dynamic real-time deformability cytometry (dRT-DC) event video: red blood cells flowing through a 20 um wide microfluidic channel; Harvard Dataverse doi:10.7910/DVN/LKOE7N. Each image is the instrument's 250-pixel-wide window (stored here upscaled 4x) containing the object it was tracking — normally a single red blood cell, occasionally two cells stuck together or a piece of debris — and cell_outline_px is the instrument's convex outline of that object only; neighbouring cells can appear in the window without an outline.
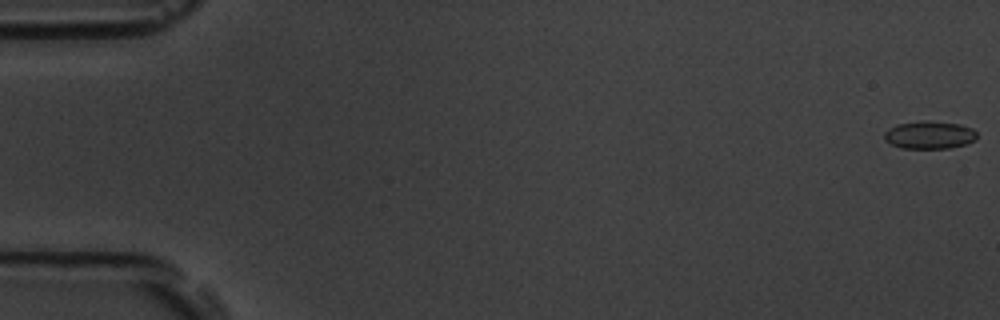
{"species": "common noctule bat (a hibernating species)", "species_latin": "Nyctalus noctula", "temperature_condition": "room temperature", "stored_images_in_passage": 14, "camera_frame_rate_fps": 3000, "um_per_image_px": 0.085, "animal": {"sex": "male", "body_mass_g": 19.5, "forearm_length_mm": 54.6}, "frame": {"image": 1, "passage_image": 1, "time_ms": 0.0, "image_size_px": [1000, 320], "cell_outline_px": [[976, 140], [968, 144], [948, 148], [900, 148], [884, 140], [884, 132], [888, 128], [896, 124], [924, 120], [928, 120], [960, 124], [972, 128], [976, 132]], "centroid_in_image_um": [79.0, 11.46], "position_along_channel_um": 6.0, "area_um2": 15.2}}